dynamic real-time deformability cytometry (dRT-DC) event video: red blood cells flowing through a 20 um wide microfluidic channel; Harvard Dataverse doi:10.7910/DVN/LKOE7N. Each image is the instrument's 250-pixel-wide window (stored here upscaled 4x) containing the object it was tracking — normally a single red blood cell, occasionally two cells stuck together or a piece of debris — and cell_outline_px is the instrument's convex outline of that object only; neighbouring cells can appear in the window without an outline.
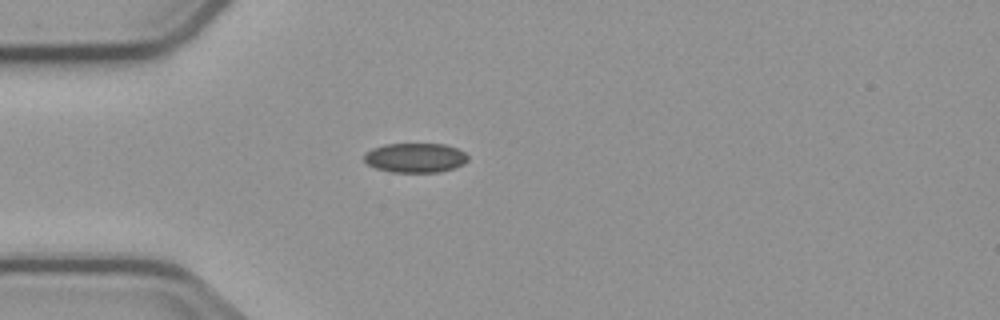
{"species": "common noctule bat (a hibernating species)", "species_latin": "Nyctalus noctula", "temperature_condition": "cold", "stored_images_in_passage": 3, "camera_frame_rate_fps": 3000, "um_per_image_px": 0.085, "animal": {"sex": "male", "body_mass_g": 23.1, "forearm_length_mm": 52.7}, "frame": {"image": 1, "passage_image": 3, "time_ms": 3.0, "image_size_px": [1000, 320], "cell_outline_px": [[468, 160], [464, 164], [440, 172], [392, 172], [376, 168], [368, 164], [364, 160], [364, 156], [372, 148], [388, 144], [444, 144], [456, 148], [464, 152], [468, 156]], "centroid_in_image_um": [35.32, 13.41], "position_along_channel_um": 49.7, "area_um2": 17.69}}